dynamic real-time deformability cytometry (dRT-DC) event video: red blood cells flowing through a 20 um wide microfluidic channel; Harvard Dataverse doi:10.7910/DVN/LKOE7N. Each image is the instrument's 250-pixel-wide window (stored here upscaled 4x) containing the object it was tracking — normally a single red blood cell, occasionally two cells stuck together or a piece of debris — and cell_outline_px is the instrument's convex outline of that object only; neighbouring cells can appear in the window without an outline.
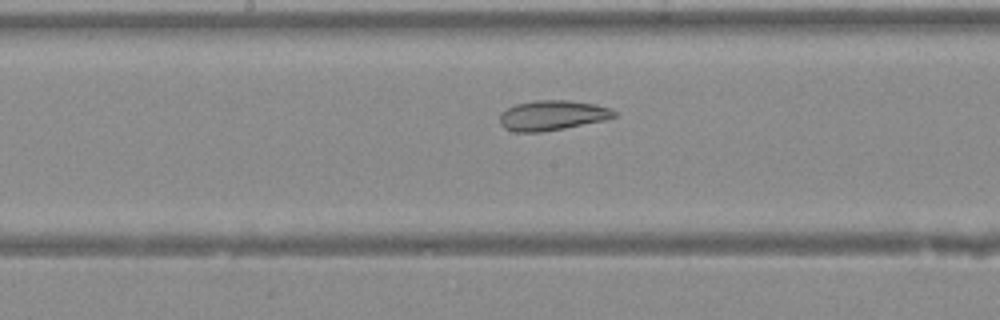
{"species": "Egyptian fruit bat (a non-hibernating species)", "species_latin": "Rousettus aegyptiacus", "temperature_condition": "warm", "stored_images_in_passage": 26, "segment_of_instrument_passage": [1, 2], "camera_frame_rate_fps": 3000, "um_per_image_px": 0.085, "animal": {"sex": "female"}, "frame": {"image": 1, "passage_image": 14, "time_ms": 4.333, "image_size_px": [1000, 320], "cell_outline_px": [[616, 116], [604, 120], [564, 128], [540, 132], [516, 132], [504, 128], [500, 124], [500, 112], [516, 104], [536, 100], [568, 100], [596, 104], [612, 108], [616, 112]], "centroid_in_image_um": [46.94, 9.8], "position_along_channel_um": 201.3, "area_um2": 20.0}}
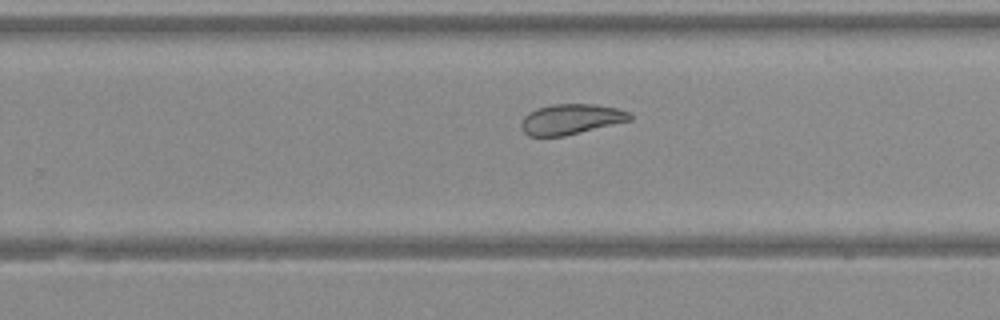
{"frame": {"image": 2, "passage_image": 19, "time_ms": 6.0, "image_size_px": [1000, 320], "cell_outline_px": [[632, 120], [564, 136], [528, 136], [520, 128], [520, 120], [528, 112], [536, 108], [552, 104], [596, 104], [616, 108], [628, 112], [632, 116]], "centroid_in_image_um": [48.48, 10.13], "position_along_channel_um": 281.3, "area_um2": 19.36}}
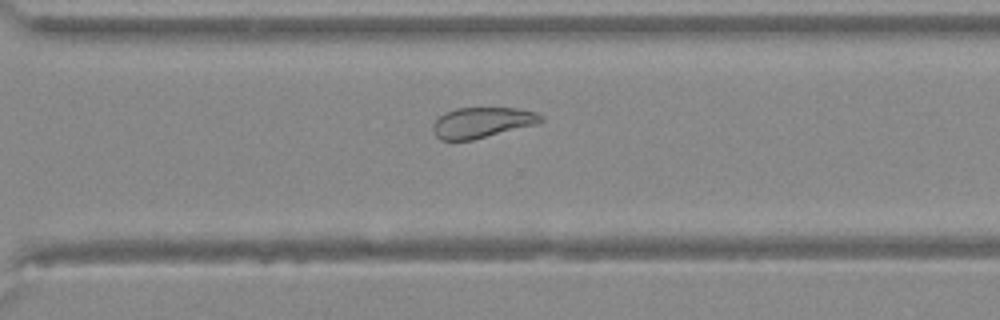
{"frame": {"image": 3, "passage_image": 22, "time_ms": 7.0, "image_size_px": [1000, 320], "cell_outline_px": [[544, 120], [540, 124], [472, 140], [440, 140], [432, 132], [432, 124], [444, 112], [456, 108], [520, 108], [536, 112]], "centroid_in_image_um": [40.98, 10.42], "position_along_channel_um": 329.6, "area_um2": 19.48}}